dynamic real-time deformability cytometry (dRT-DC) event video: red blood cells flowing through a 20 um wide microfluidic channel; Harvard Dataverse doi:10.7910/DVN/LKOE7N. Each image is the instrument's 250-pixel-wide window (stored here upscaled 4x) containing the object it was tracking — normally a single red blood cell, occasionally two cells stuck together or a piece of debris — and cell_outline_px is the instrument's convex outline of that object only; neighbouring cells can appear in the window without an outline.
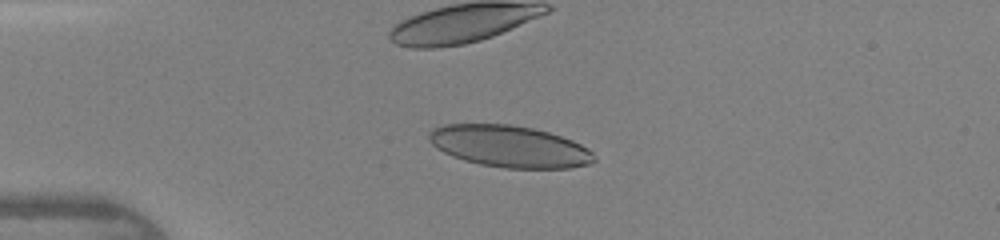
{"species": "human", "species_latin": "Homo sapiens", "temperature_condition": "warm", "stored_images_in_passage": 36, "camera_frame_rate_fps": 3000, "um_per_image_px": 0.085, "donor": {"sex": "female"}, "frame": {"image": 1, "passage_image": 11, "time_ms": 3.333, "image_size_px": [1000, 240], "cell_outline_px": [[596, 160], [588, 164], [568, 168], [504, 168], [480, 164], [464, 160], [452, 156], [436, 148], [428, 140], [428, 132], [432, 128], [444, 124], [508, 124], [532, 128], [548, 132], [572, 140], [588, 148], [596, 156]], "centroid_in_image_um": [43.28, 12.44], "position_along_channel_um": 41.7, "area_um2": 40.23}}